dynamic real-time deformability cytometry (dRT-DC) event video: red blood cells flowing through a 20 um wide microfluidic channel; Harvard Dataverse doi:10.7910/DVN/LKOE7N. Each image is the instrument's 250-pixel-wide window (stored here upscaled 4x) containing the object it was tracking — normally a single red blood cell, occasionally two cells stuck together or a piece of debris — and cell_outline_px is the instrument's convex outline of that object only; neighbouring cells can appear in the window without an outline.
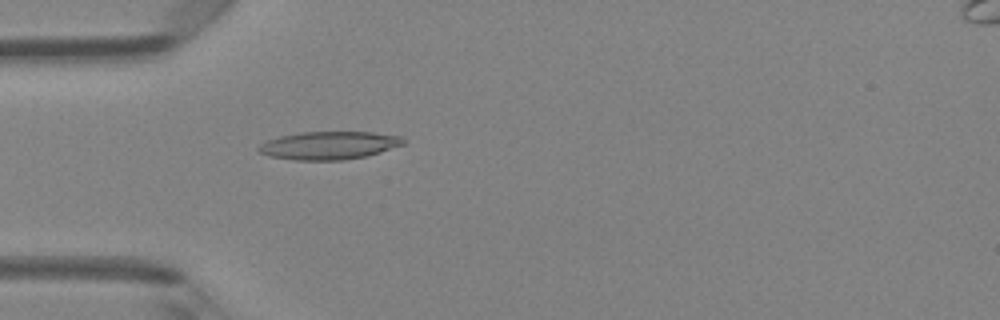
{"species": "Egyptian fruit bat (a non-hibernating species)", "species_latin": "Rousettus aegyptiacus", "temperature_condition": "room temperature", "stored_images_in_passage": 4, "camera_frame_rate_fps": 3000, "um_per_image_px": 0.085, "animal": {"sex": "female"}, "frame": {"image": 1, "passage_image": 4, "time_ms": 1.0, "image_size_px": [1000, 320], "cell_outline_px": [[404, 144], [368, 156], [344, 160], [296, 160], [272, 156], [260, 152], [256, 148], [260, 144], [268, 140], [280, 136], [300, 132], [372, 132], [404, 136]], "centroid_in_image_um": [28.0, 12.35], "position_along_channel_um": 57.0, "area_um2": 23.58}}